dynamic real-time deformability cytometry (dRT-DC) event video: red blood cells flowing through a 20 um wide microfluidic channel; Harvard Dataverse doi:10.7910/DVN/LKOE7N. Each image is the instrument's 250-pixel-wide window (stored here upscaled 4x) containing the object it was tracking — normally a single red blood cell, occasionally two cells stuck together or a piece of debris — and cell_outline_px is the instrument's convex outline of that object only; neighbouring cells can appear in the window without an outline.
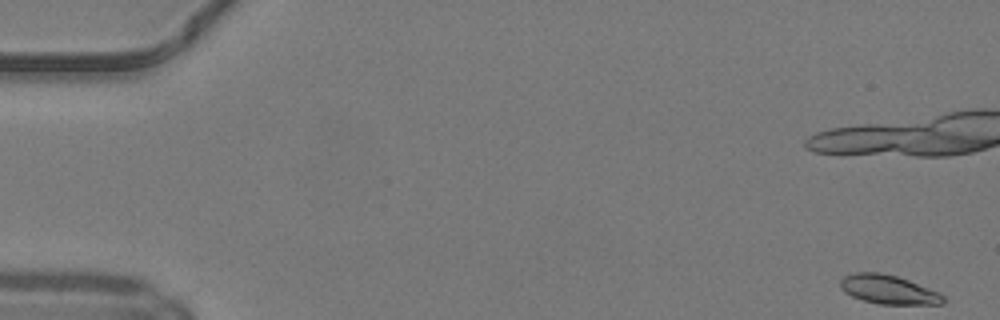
{"species": "common noctule bat (a hibernating species)", "species_latin": "Nyctalus noctula", "temperature_condition": "warm", "stored_images_in_passage": 17, "camera_frame_rate_fps": 3000, "um_per_image_px": 0.085, "animal": {"sex": "male", "body_mass_g": 19.2, "forearm_length_mm": 51.8}, "frame": {"image": 1, "passage_image": 1, "time_ms": 0.0, "image_size_px": [1000, 320], "cell_outline_px": [[944, 304], [880, 304], [864, 300], [852, 296], [844, 292], [840, 288], [840, 280], [844, 276], [852, 272], [880, 272], [896, 276], [908, 280], [940, 292], [944, 296]], "centroid_in_image_um": [75.5, 24.6], "position_along_channel_um": 9.5, "area_um2": 17.4}}